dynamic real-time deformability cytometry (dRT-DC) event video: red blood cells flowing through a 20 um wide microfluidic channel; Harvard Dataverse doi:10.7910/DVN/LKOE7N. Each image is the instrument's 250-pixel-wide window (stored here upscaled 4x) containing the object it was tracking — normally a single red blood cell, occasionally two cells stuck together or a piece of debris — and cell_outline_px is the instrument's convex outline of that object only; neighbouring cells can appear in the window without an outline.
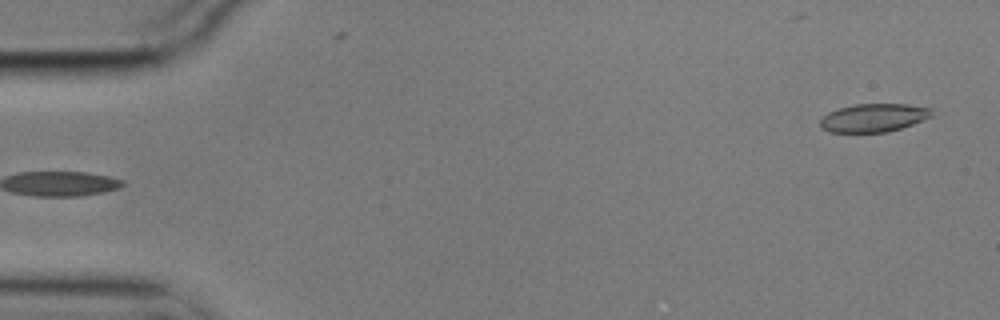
{"species": "common noctule bat (a hibernating species)", "species_latin": "Nyctalus noctula", "temperature_condition": "cold", "stored_images_in_passage": 5, "segment_of_instrument_passage": [2, 2], "camera_frame_rate_fps": 3000, "um_per_image_px": 0.085, "animal": {"sex": "male", "body_mass_g": 17.9}, "frame": {"image": 1, "passage_image": 5, "time_ms": 1.333, "image_size_px": [1000, 320], "cell_outline_px": [[932, 116], [912, 124], [888, 132], [828, 132], [820, 128], [820, 120], [828, 112], [840, 108], [856, 104], [904, 104], [932, 108]], "centroid_in_image_um": [74.24, 10.01], "position_along_channel_um": 10.8, "area_um2": 18.26}}